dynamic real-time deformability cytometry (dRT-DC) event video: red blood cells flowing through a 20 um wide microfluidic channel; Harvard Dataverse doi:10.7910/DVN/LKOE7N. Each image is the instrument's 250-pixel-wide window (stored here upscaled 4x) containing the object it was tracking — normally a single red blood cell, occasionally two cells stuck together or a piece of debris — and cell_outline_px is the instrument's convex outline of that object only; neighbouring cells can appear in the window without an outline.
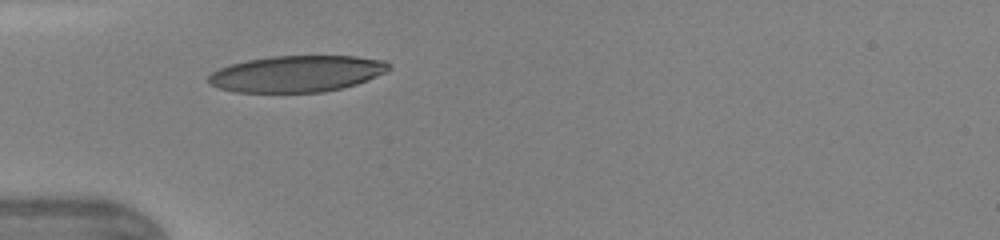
{"species": "human", "species_latin": "Homo sapiens", "temperature_condition": "warm", "stored_images_in_passage": 32, "camera_frame_rate_fps": 3000, "um_per_image_px": 0.085, "donor": {"sex": "female"}, "frame": {"image": 1, "passage_image": 1, "time_ms": 0.0, "image_size_px": [1000, 240], "cell_outline_px": [[392, 68], [388, 72], [356, 84], [324, 92], [236, 92], [220, 88], [208, 84], [208, 76], [212, 72], [220, 68], [232, 64], [248, 60], [272, 56], [356, 56], [384, 60], [392, 64]], "centroid_in_image_um": [25.28, 6.26], "position_along_channel_um": 59.7, "area_um2": 38.32}}
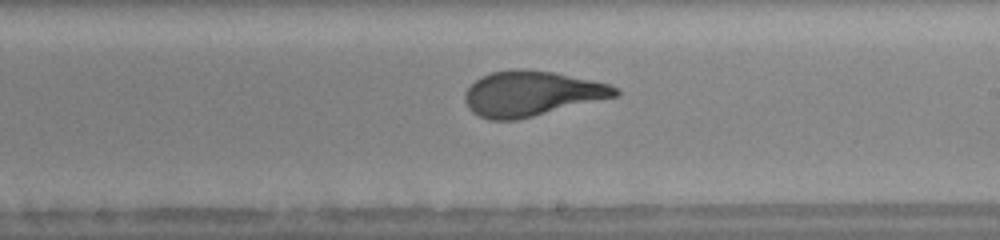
{"frame": {"image": 2, "passage_image": 14, "time_ms": 4.333, "image_size_px": [1000, 240], "cell_outline_px": [[620, 96], [516, 120], [488, 120], [472, 112], [468, 108], [464, 100], [464, 92], [480, 76], [492, 72], [512, 68], [520, 68], [552, 72], [592, 80], [608, 84], [620, 88]], "centroid_in_image_um": [45.18, 7.95], "position_along_channel_um": 243.8, "area_um2": 39.77}}
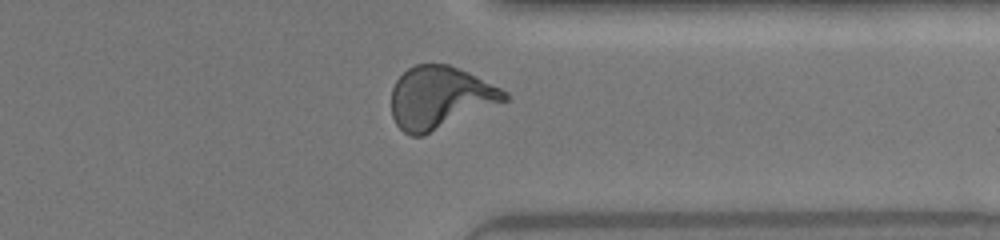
{"frame": {"image": 3, "passage_image": 23, "time_ms": 7.333, "image_size_px": [1000, 240], "cell_outline_px": [[512, 100], [424, 136], [412, 136], [404, 132], [396, 124], [392, 116], [392, 88], [396, 80], [408, 68], [416, 64], [448, 64], [468, 72], [508, 92], [512, 96]], "centroid_in_image_um": [37.45, 8.32], "position_along_channel_um": 373.9, "area_um2": 41.73}, "authors_computed_cell_mechanics": {"area_um2": 39.3907, "velocity_mm_per_s": 4.3653, "shape_relaxation_time_tau1_ms": 4.2825, "shape_relaxation_time_tau2_ms": null, "deformation_change_tau1": 0.2276, "deformation_change_tau2": null}}